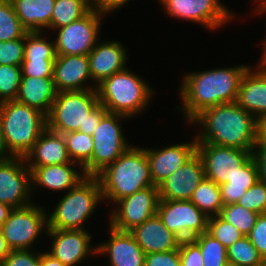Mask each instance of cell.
I'll return each instance as SVG.
<instances>
[{
    "label": "cell",
    "instance_id": "obj_1",
    "mask_svg": "<svg viewBox=\"0 0 266 266\" xmlns=\"http://www.w3.org/2000/svg\"><path fill=\"white\" fill-rule=\"evenodd\" d=\"M245 64L188 71L180 77L178 96L181 105L176 110L187 125L209 107L236 101L242 77L250 67Z\"/></svg>",
    "mask_w": 266,
    "mask_h": 266
},
{
    "label": "cell",
    "instance_id": "obj_2",
    "mask_svg": "<svg viewBox=\"0 0 266 266\" xmlns=\"http://www.w3.org/2000/svg\"><path fill=\"white\" fill-rule=\"evenodd\" d=\"M188 125L197 129V143L254 150L258 140V119L236 102L209 107Z\"/></svg>",
    "mask_w": 266,
    "mask_h": 266
},
{
    "label": "cell",
    "instance_id": "obj_3",
    "mask_svg": "<svg viewBox=\"0 0 266 266\" xmlns=\"http://www.w3.org/2000/svg\"><path fill=\"white\" fill-rule=\"evenodd\" d=\"M103 202L115 204L118 200L154 186L145 148L134 143L97 175Z\"/></svg>",
    "mask_w": 266,
    "mask_h": 266
},
{
    "label": "cell",
    "instance_id": "obj_4",
    "mask_svg": "<svg viewBox=\"0 0 266 266\" xmlns=\"http://www.w3.org/2000/svg\"><path fill=\"white\" fill-rule=\"evenodd\" d=\"M99 103L110 113L130 118L138 116L148 109L155 98L154 87L129 67L114 73L97 85Z\"/></svg>",
    "mask_w": 266,
    "mask_h": 266
},
{
    "label": "cell",
    "instance_id": "obj_5",
    "mask_svg": "<svg viewBox=\"0 0 266 266\" xmlns=\"http://www.w3.org/2000/svg\"><path fill=\"white\" fill-rule=\"evenodd\" d=\"M60 197L51 212L47 211L48 229L87 230L85 225L97 212L98 206L104 204L97 176H86Z\"/></svg>",
    "mask_w": 266,
    "mask_h": 266
},
{
    "label": "cell",
    "instance_id": "obj_6",
    "mask_svg": "<svg viewBox=\"0 0 266 266\" xmlns=\"http://www.w3.org/2000/svg\"><path fill=\"white\" fill-rule=\"evenodd\" d=\"M0 120L7 157L25 158L47 128L44 113L16 100L0 103Z\"/></svg>",
    "mask_w": 266,
    "mask_h": 266
},
{
    "label": "cell",
    "instance_id": "obj_7",
    "mask_svg": "<svg viewBox=\"0 0 266 266\" xmlns=\"http://www.w3.org/2000/svg\"><path fill=\"white\" fill-rule=\"evenodd\" d=\"M125 119L129 121L130 118L110 112L102 117L92 135L94 146L91 160L83 167L86 176H97L132 145L121 126Z\"/></svg>",
    "mask_w": 266,
    "mask_h": 266
},
{
    "label": "cell",
    "instance_id": "obj_8",
    "mask_svg": "<svg viewBox=\"0 0 266 266\" xmlns=\"http://www.w3.org/2000/svg\"><path fill=\"white\" fill-rule=\"evenodd\" d=\"M99 104L96 89L57 92L47 118V128L64 134L85 130L87 115Z\"/></svg>",
    "mask_w": 266,
    "mask_h": 266
},
{
    "label": "cell",
    "instance_id": "obj_9",
    "mask_svg": "<svg viewBox=\"0 0 266 266\" xmlns=\"http://www.w3.org/2000/svg\"><path fill=\"white\" fill-rule=\"evenodd\" d=\"M45 207L34 202L10 211L1 229L11 250H34V246L39 244L38 241L48 229V207Z\"/></svg>",
    "mask_w": 266,
    "mask_h": 266
},
{
    "label": "cell",
    "instance_id": "obj_10",
    "mask_svg": "<svg viewBox=\"0 0 266 266\" xmlns=\"http://www.w3.org/2000/svg\"><path fill=\"white\" fill-rule=\"evenodd\" d=\"M170 18L190 21L203 26L209 32L233 23L237 19L234 13L222 0H157Z\"/></svg>",
    "mask_w": 266,
    "mask_h": 266
},
{
    "label": "cell",
    "instance_id": "obj_11",
    "mask_svg": "<svg viewBox=\"0 0 266 266\" xmlns=\"http://www.w3.org/2000/svg\"><path fill=\"white\" fill-rule=\"evenodd\" d=\"M105 17L100 11L91 10L81 19L53 30L56 54L88 56L102 36Z\"/></svg>",
    "mask_w": 266,
    "mask_h": 266
},
{
    "label": "cell",
    "instance_id": "obj_12",
    "mask_svg": "<svg viewBox=\"0 0 266 266\" xmlns=\"http://www.w3.org/2000/svg\"><path fill=\"white\" fill-rule=\"evenodd\" d=\"M159 188L151 186L118 200L109 210L108 225L119 231H130L157 213Z\"/></svg>",
    "mask_w": 266,
    "mask_h": 266
},
{
    "label": "cell",
    "instance_id": "obj_13",
    "mask_svg": "<svg viewBox=\"0 0 266 266\" xmlns=\"http://www.w3.org/2000/svg\"><path fill=\"white\" fill-rule=\"evenodd\" d=\"M156 214L181 240L193 239L207 232L208 216L190 200L160 199Z\"/></svg>",
    "mask_w": 266,
    "mask_h": 266
},
{
    "label": "cell",
    "instance_id": "obj_14",
    "mask_svg": "<svg viewBox=\"0 0 266 266\" xmlns=\"http://www.w3.org/2000/svg\"><path fill=\"white\" fill-rule=\"evenodd\" d=\"M31 171L24 157L0 159V202L11 208H22L34 203Z\"/></svg>",
    "mask_w": 266,
    "mask_h": 266
},
{
    "label": "cell",
    "instance_id": "obj_15",
    "mask_svg": "<svg viewBox=\"0 0 266 266\" xmlns=\"http://www.w3.org/2000/svg\"><path fill=\"white\" fill-rule=\"evenodd\" d=\"M253 151L197 143V154L202 160L205 178L217 185L228 182L237 170L253 156Z\"/></svg>",
    "mask_w": 266,
    "mask_h": 266
},
{
    "label": "cell",
    "instance_id": "obj_16",
    "mask_svg": "<svg viewBox=\"0 0 266 266\" xmlns=\"http://www.w3.org/2000/svg\"><path fill=\"white\" fill-rule=\"evenodd\" d=\"M45 236L51 241L47 252L66 266H80L97 256V244L92 245L88 230L47 229Z\"/></svg>",
    "mask_w": 266,
    "mask_h": 266
},
{
    "label": "cell",
    "instance_id": "obj_17",
    "mask_svg": "<svg viewBox=\"0 0 266 266\" xmlns=\"http://www.w3.org/2000/svg\"><path fill=\"white\" fill-rule=\"evenodd\" d=\"M192 139V140H191ZM177 143V144H176ZM172 145L161 147H144L154 186H159L173 172L190 160L197 153V140L195 135L190 142H176Z\"/></svg>",
    "mask_w": 266,
    "mask_h": 266
},
{
    "label": "cell",
    "instance_id": "obj_18",
    "mask_svg": "<svg viewBox=\"0 0 266 266\" xmlns=\"http://www.w3.org/2000/svg\"><path fill=\"white\" fill-rule=\"evenodd\" d=\"M28 168L31 171L33 198L41 187L53 193H66L86 177L83 168L77 163L28 166Z\"/></svg>",
    "mask_w": 266,
    "mask_h": 266
},
{
    "label": "cell",
    "instance_id": "obj_19",
    "mask_svg": "<svg viewBox=\"0 0 266 266\" xmlns=\"http://www.w3.org/2000/svg\"><path fill=\"white\" fill-rule=\"evenodd\" d=\"M53 81L57 92L97 88L91 78L88 56L85 55H57Z\"/></svg>",
    "mask_w": 266,
    "mask_h": 266
},
{
    "label": "cell",
    "instance_id": "obj_20",
    "mask_svg": "<svg viewBox=\"0 0 266 266\" xmlns=\"http://www.w3.org/2000/svg\"><path fill=\"white\" fill-rule=\"evenodd\" d=\"M107 240L97 244V257H108L109 266H144L145 253L129 231L108 226Z\"/></svg>",
    "mask_w": 266,
    "mask_h": 266
},
{
    "label": "cell",
    "instance_id": "obj_21",
    "mask_svg": "<svg viewBox=\"0 0 266 266\" xmlns=\"http://www.w3.org/2000/svg\"><path fill=\"white\" fill-rule=\"evenodd\" d=\"M204 178V166L200 156L196 153L158 186L159 198L190 200L194 190Z\"/></svg>",
    "mask_w": 266,
    "mask_h": 266
},
{
    "label": "cell",
    "instance_id": "obj_22",
    "mask_svg": "<svg viewBox=\"0 0 266 266\" xmlns=\"http://www.w3.org/2000/svg\"><path fill=\"white\" fill-rule=\"evenodd\" d=\"M120 42L110 39L109 41H105V39L101 41L100 39L89 53L88 59L91 78L96 85L114 73L123 71L128 67V49L126 48V44L124 46Z\"/></svg>",
    "mask_w": 266,
    "mask_h": 266
},
{
    "label": "cell",
    "instance_id": "obj_23",
    "mask_svg": "<svg viewBox=\"0 0 266 266\" xmlns=\"http://www.w3.org/2000/svg\"><path fill=\"white\" fill-rule=\"evenodd\" d=\"M252 66L242 77L235 102L259 120L266 114V66Z\"/></svg>",
    "mask_w": 266,
    "mask_h": 266
},
{
    "label": "cell",
    "instance_id": "obj_24",
    "mask_svg": "<svg viewBox=\"0 0 266 266\" xmlns=\"http://www.w3.org/2000/svg\"><path fill=\"white\" fill-rule=\"evenodd\" d=\"M145 254L179 249L181 239L169 231L156 214L129 231Z\"/></svg>",
    "mask_w": 266,
    "mask_h": 266
},
{
    "label": "cell",
    "instance_id": "obj_25",
    "mask_svg": "<svg viewBox=\"0 0 266 266\" xmlns=\"http://www.w3.org/2000/svg\"><path fill=\"white\" fill-rule=\"evenodd\" d=\"M27 166H49L55 164L75 163L67 153L63 134L46 128L32 150L25 156Z\"/></svg>",
    "mask_w": 266,
    "mask_h": 266
},
{
    "label": "cell",
    "instance_id": "obj_26",
    "mask_svg": "<svg viewBox=\"0 0 266 266\" xmlns=\"http://www.w3.org/2000/svg\"><path fill=\"white\" fill-rule=\"evenodd\" d=\"M57 90L53 77L22 76L16 101L33 107L46 116L56 98Z\"/></svg>",
    "mask_w": 266,
    "mask_h": 266
},
{
    "label": "cell",
    "instance_id": "obj_27",
    "mask_svg": "<svg viewBox=\"0 0 266 266\" xmlns=\"http://www.w3.org/2000/svg\"><path fill=\"white\" fill-rule=\"evenodd\" d=\"M22 26L28 32L46 31L55 0H10Z\"/></svg>",
    "mask_w": 266,
    "mask_h": 266
},
{
    "label": "cell",
    "instance_id": "obj_28",
    "mask_svg": "<svg viewBox=\"0 0 266 266\" xmlns=\"http://www.w3.org/2000/svg\"><path fill=\"white\" fill-rule=\"evenodd\" d=\"M259 180L258 166L252 156L228 182L220 185L223 205L235 204Z\"/></svg>",
    "mask_w": 266,
    "mask_h": 266
},
{
    "label": "cell",
    "instance_id": "obj_29",
    "mask_svg": "<svg viewBox=\"0 0 266 266\" xmlns=\"http://www.w3.org/2000/svg\"><path fill=\"white\" fill-rule=\"evenodd\" d=\"M91 10L81 0H55L50 26L46 29V32L51 33L55 29L67 26L84 17Z\"/></svg>",
    "mask_w": 266,
    "mask_h": 266
},
{
    "label": "cell",
    "instance_id": "obj_30",
    "mask_svg": "<svg viewBox=\"0 0 266 266\" xmlns=\"http://www.w3.org/2000/svg\"><path fill=\"white\" fill-rule=\"evenodd\" d=\"M190 201L208 217L220 215L223 207L220 185L204 178L194 190Z\"/></svg>",
    "mask_w": 266,
    "mask_h": 266
},
{
    "label": "cell",
    "instance_id": "obj_31",
    "mask_svg": "<svg viewBox=\"0 0 266 266\" xmlns=\"http://www.w3.org/2000/svg\"><path fill=\"white\" fill-rule=\"evenodd\" d=\"M48 34L50 35L48 36L46 31L26 33L24 59H56L54 38L51 40L52 33Z\"/></svg>",
    "mask_w": 266,
    "mask_h": 266
},
{
    "label": "cell",
    "instance_id": "obj_32",
    "mask_svg": "<svg viewBox=\"0 0 266 266\" xmlns=\"http://www.w3.org/2000/svg\"><path fill=\"white\" fill-rule=\"evenodd\" d=\"M67 153L72 162L79 164L82 168L91 160L94 139L91 135L79 131L63 134Z\"/></svg>",
    "mask_w": 266,
    "mask_h": 266
},
{
    "label": "cell",
    "instance_id": "obj_33",
    "mask_svg": "<svg viewBox=\"0 0 266 266\" xmlns=\"http://www.w3.org/2000/svg\"><path fill=\"white\" fill-rule=\"evenodd\" d=\"M27 32L10 0H0V41L23 38Z\"/></svg>",
    "mask_w": 266,
    "mask_h": 266
},
{
    "label": "cell",
    "instance_id": "obj_34",
    "mask_svg": "<svg viewBox=\"0 0 266 266\" xmlns=\"http://www.w3.org/2000/svg\"><path fill=\"white\" fill-rule=\"evenodd\" d=\"M228 262L236 266H264V259L252 245L248 236H244L227 248Z\"/></svg>",
    "mask_w": 266,
    "mask_h": 266
},
{
    "label": "cell",
    "instance_id": "obj_35",
    "mask_svg": "<svg viewBox=\"0 0 266 266\" xmlns=\"http://www.w3.org/2000/svg\"><path fill=\"white\" fill-rule=\"evenodd\" d=\"M199 245L203 266H224L228 263L227 248L207 232L193 238Z\"/></svg>",
    "mask_w": 266,
    "mask_h": 266
},
{
    "label": "cell",
    "instance_id": "obj_36",
    "mask_svg": "<svg viewBox=\"0 0 266 266\" xmlns=\"http://www.w3.org/2000/svg\"><path fill=\"white\" fill-rule=\"evenodd\" d=\"M220 216L247 236L254 227L259 214L235 203L223 205Z\"/></svg>",
    "mask_w": 266,
    "mask_h": 266
},
{
    "label": "cell",
    "instance_id": "obj_37",
    "mask_svg": "<svg viewBox=\"0 0 266 266\" xmlns=\"http://www.w3.org/2000/svg\"><path fill=\"white\" fill-rule=\"evenodd\" d=\"M207 233L217 239L226 248L245 235L235 226L225 221L220 215L208 217Z\"/></svg>",
    "mask_w": 266,
    "mask_h": 266
},
{
    "label": "cell",
    "instance_id": "obj_38",
    "mask_svg": "<svg viewBox=\"0 0 266 266\" xmlns=\"http://www.w3.org/2000/svg\"><path fill=\"white\" fill-rule=\"evenodd\" d=\"M21 79V66L0 65V103L16 99Z\"/></svg>",
    "mask_w": 266,
    "mask_h": 266
},
{
    "label": "cell",
    "instance_id": "obj_39",
    "mask_svg": "<svg viewBox=\"0 0 266 266\" xmlns=\"http://www.w3.org/2000/svg\"><path fill=\"white\" fill-rule=\"evenodd\" d=\"M237 204L255 213L266 214V183L256 181L238 200Z\"/></svg>",
    "mask_w": 266,
    "mask_h": 266
},
{
    "label": "cell",
    "instance_id": "obj_40",
    "mask_svg": "<svg viewBox=\"0 0 266 266\" xmlns=\"http://www.w3.org/2000/svg\"><path fill=\"white\" fill-rule=\"evenodd\" d=\"M25 36L16 40L0 41V65L21 66L24 60Z\"/></svg>",
    "mask_w": 266,
    "mask_h": 266
},
{
    "label": "cell",
    "instance_id": "obj_41",
    "mask_svg": "<svg viewBox=\"0 0 266 266\" xmlns=\"http://www.w3.org/2000/svg\"><path fill=\"white\" fill-rule=\"evenodd\" d=\"M55 59H24L21 65L22 76L53 77Z\"/></svg>",
    "mask_w": 266,
    "mask_h": 266
},
{
    "label": "cell",
    "instance_id": "obj_42",
    "mask_svg": "<svg viewBox=\"0 0 266 266\" xmlns=\"http://www.w3.org/2000/svg\"><path fill=\"white\" fill-rule=\"evenodd\" d=\"M2 266H40V251L11 250L3 260Z\"/></svg>",
    "mask_w": 266,
    "mask_h": 266
},
{
    "label": "cell",
    "instance_id": "obj_43",
    "mask_svg": "<svg viewBox=\"0 0 266 266\" xmlns=\"http://www.w3.org/2000/svg\"><path fill=\"white\" fill-rule=\"evenodd\" d=\"M178 251L181 266H203L200 247L193 239L181 240Z\"/></svg>",
    "mask_w": 266,
    "mask_h": 266
},
{
    "label": "cell",
    "instance_id": "obj_44",
    "mask_svg": "<svg viewBox=\"0 0 266 266\" xmlns=\"http://www.w3.org/2000/svg\"><path fill=\"white\" fill-rule=\"evenodd\" d=\"M247 236L260 256L266 259V214L257 217L254 227Z\"/></svg>",
    "mask_w": 266,
    "mask_h": 266
},
{
    "label": "cell",
    "instance_id": "obj_45",
    "mask_svg": "<svg viewBox=\"0 0 266 266\" xmlns=\"http://www.w3.org/2000/svg\"><path fill=\"white\" fill-rule=\"evenodd\" d=\"M144 266H181L179 251L146 254Z\"/></svg>",
    "mask_w": 266,
    "mask_h": 266
},
{
    "label": "cell",
    "instance_id": "obj_46",
    "mask_svg": "<svg viewBox=\"0 0 266 266\" xmlns=\"http://www.w3.org/2000/svg\"><path fill=\"white\" fill-rule=\"evenodd\" d=\"M108 111L103 107L102 104H98L88 115L85 122V130H78L79 132L93 135V132L97 129L102 117Z\"/></svg>",
    "mask_w": 266,
    "mask_h": 266
},
{
    "label": "cell",
    "instance_id": "obj_47",
    "mask_svg": "<svg viewBox=\"0 0 266 266\" xmlns=\"http://www.w3.org/2000/svg\"><path fill=\"white\" fill-rule=\"evenodd\" d=\"M252 155L258 166L259 179L266 183V143L257 140Z\"/></svg>",
    "mask_w": 266,
    "mask_h": 266
},
{
    "label": "cell",
    "instance_id": "obj_48",
    "mask_svg": "<svg viewBox=\"0 0 266 266\" xmlns=\"http://www.w3.org/2000/svg\"><path fill=\"white\" fill-rule=\"evenodd\" d=\"M132 0H100L98 11H100L104 16L115 13L118 10H122L128 3Z\"/></svg>",
    "mask_w": 266,
    "mask_h": 266
},
{
    "label": "cell",
    "instance_id": "obj_49",
    "mask_svg": "<svg viewBox=\"0 0 266 266\" xmlns=\"http://www.w3.org/2000/svg\"><path fill=\"white\" fill-rule=\"evenodd\" d=\"M253 11L254 15H264L266 14V5L264 6H261L259 8H252L251 12ZM258 13V14H257ZM261 46H262V51H261V56L260 57V60L255 63V64H258V65H262V66H266V35H264V39L261 40Z\"/></svg>",
    "mask_w": 266,
    "mask_h": 266
},
{
    "label": "cell",
    "instance_id": "obj_50",
    "mask_svg": "<svg viewBox=\"0 0 266 266\" xmlns=\"http://www.w3.org/2000/svg\"><path fill=\"white\" fill-rule=\"evenodd\" d=\"M45 249V252L40 251V266H66L59 260L49 254Z\"/></svg>",
    "mask_w": 266,
    "mask_h": 266
},
{
    "label": "cell",
    "instance_id": "obj_51",
    "mask_svg": "<svg viewBox=\"0 0 266 266\" xmlns=\"http://www.w3.org/2000/svg\"><path fill=\"white\" fill-rule=\"evenodd\" d=\"M11 252V249L9 248L7 241L4 238L2 229L0 228V263L3 262L5 257Z\"/></svg>",
    "mask_w": 266,
    "mask_h": 266
},
{
    "label": "cell",
    "instance_id": "obj_52",
    "mask_svg": "<svg viewBox=\"0 0 266 266\" xmlns=\"http://www.w3.org/2000/svg\"><path fill=\"white\" fill-rule=\"evenodd\" d=\"M258 140L261 143H266V114L258 120Z\"/></svg>",
    "mask_w": 266,
    "mask_h": 266
},
{
    "label": "cell",
    "instance_id": "obj_53",
    "mask_svg": "<svg viewBox=\"0 0 266 266\" xmlns=\"http://www.w3.org/2000/svg\"><path fill=\"white\" fill-rule=\"evenodd\" d=\"M12 209L13 208H11L9 205L0 202V228L7 220L8 215Z\"/></svg>",
    "mask_w": 266,
    "mask_h": 266
},
{
    "label": "cell",
    "instance_id": "obj_54",
    "mask_svg": "<svg viewBox=\"0 0 266 266\" xmlns=\"http://www.w3.org/2000/svg\"><path fill=\"white\" fill-rule=\"evenodd\" d=\"M7 158V151L5 147V142L3 138L2 123L0 120V159Z\"/></svg>",
    "mask_w": 266,
    "mask_h": 266
},
{
    "label": "cell",
    "instance_id": "obj_55",
    "mask_svg": "<svg viewBox=\"0 0 266 266\" xmlns=\"http://www.w3.org/2000/svg\"><path fill=\"white\" fill-rule=\"evenodd\" d=\"M88 5L92 10H98L100 0H81Z\"/></svg>",
    "mask_w": 266,
    "mask_h": 266
},
{
    "label": "cell",
    "instance_id": "obj_56",
    "mask_svg": "<svg viewBox=\"0 0 266 266\" xmlns=\"http://www.w3.org/2000/svg\"><path fill=\"white\" fill-rule=\"evenodd\" d=\"M253 1H255V3L258 2V3H256L257 5L255 4V7H253V8H259L261 6L266 5V0H253Z\"/></svg>",
    "mask_w": 266,
    "mask_h": 266
},
{
    "label": "cell",
    "instance_id": "obj_57",
    "mask_svg": "<svg viewBox=\"0 0 266 266\" xmlns=\"http://www.w3.org/2000/svg\"><path fill=\"white\" fill-rule=\"evenodd\" d=\"M224 266H236L235 264H231V263H226Z\"/></svg>",
    "mask_w": 266,
    "mask_h": 266
}]
</instances>
